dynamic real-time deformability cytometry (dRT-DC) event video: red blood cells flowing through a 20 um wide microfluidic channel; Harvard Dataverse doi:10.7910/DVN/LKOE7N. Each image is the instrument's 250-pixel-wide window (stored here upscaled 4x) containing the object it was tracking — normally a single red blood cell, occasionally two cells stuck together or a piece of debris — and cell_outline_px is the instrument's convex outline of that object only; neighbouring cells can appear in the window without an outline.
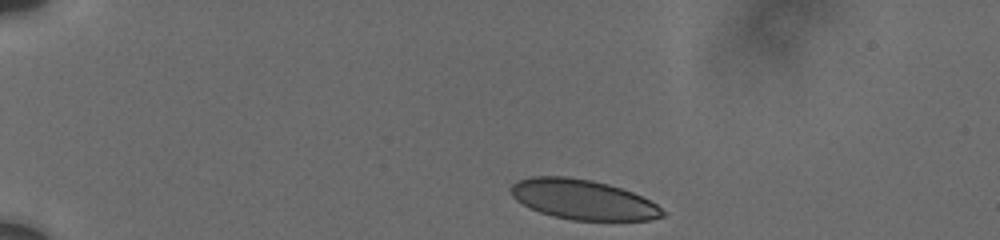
{"species": "human", "species_latin": "Homo sapiens", "temperature_condition": "cold", "stored_images_in_passage": 13, "camera_frame_rate_fps": 3000, "um_per_image_px": 0.085, "donor": {"sex": "male"}, "frame": {"image": 1, "passage_image": 1, "time_ms": 0.0, "image_size_px": [1000, 240], "cell_outline_px": [[668, 212], [664, 216], [652, 220], [572, 220], [552, 216], [540, 212], [516, 200], [512, 196], [508, 188], [512, 184], [520, 180], [532, 176], [564, 176], [592, 180], [608, 184], [632, 192], [656, 204]], "centroid_in_image_um": [49.55, 16.96], "position_along_channel_um": 35.4, "area_um2": 35.26}}
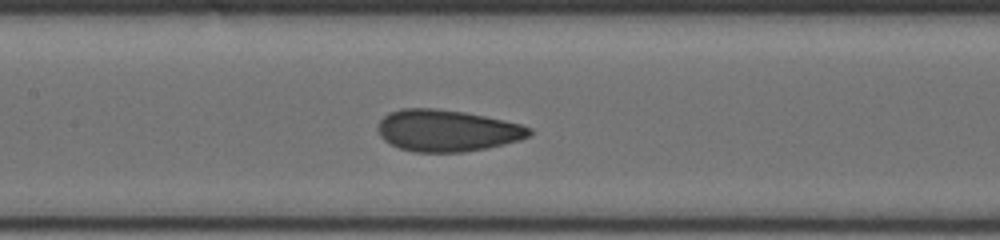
{"frame": {"image": 2, "passage_image": 10, "time_ms": 5.667, "image_size_px": [1000, 240], "cell_outline_px": [[532, 136], [520, 140], [488, 148], [464, 152], [416, 152], [400, 148], [384, 140], [380, 136], [376, 128], [380, 120], [388, 112], [404, 108], [432, 108], [464, 112], [484, 116], [520, 124], [532, 128]], "centroid_in_image_um": [38.0, 11.1], "position_along_channel_um": 169.4, "area_um2": 36.88}}
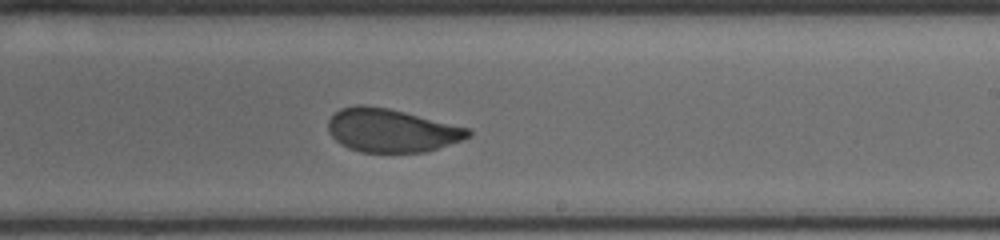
{"frame": {"image": 3, "passage_image": 13, "time_ms": 8.0, "image_size_px": [1000, 240], "cell_outline_px": [[472, 136], [424, 152], [360, 152], [348, 148], [340, 144], [332, 136], [328, 128], [328, 120], [340, 108], [356, 104], [364, 104], [388, 108], [472, 128]], "centroid_in_image_um": [33.27, 11.07], "position_along_channel_um": 255.7, "area_um2": 35.43}}